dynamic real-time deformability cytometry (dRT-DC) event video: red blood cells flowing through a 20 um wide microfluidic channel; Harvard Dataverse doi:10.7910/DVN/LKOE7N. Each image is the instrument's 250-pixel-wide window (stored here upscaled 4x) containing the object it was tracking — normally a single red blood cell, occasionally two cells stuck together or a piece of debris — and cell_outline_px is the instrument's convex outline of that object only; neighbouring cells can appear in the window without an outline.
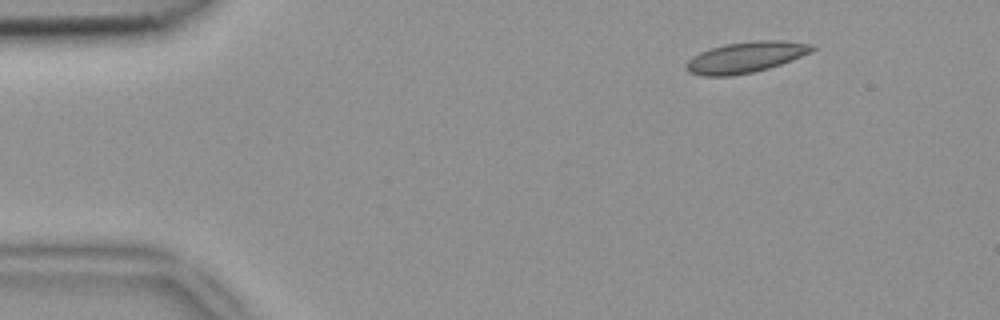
{"species": "common noctule bat (a hibernating species)", "species_latin": "Nyctalus noctula", "temperature_condition": "room temperature", "stored_images_in_passage": 4, "camera_frame_rate_fps": 3000, "um_per_image_px": 0.085, "animal": {"sex": "female", "body_mass_g": 18.4}, "frame": {"image": 1, "passage_image": 1, "time_ms": 0.0, "image_size_px": [1000, 320], "cell_outline_px": [[816, 48], [812, 52], [792, 60], [768, 68], [752, 72], [732, 76], [704, 76], [688, 72], [684, 68], [684, 64], [692, 56], [708, 48], [724, 44], [756, 40], [784, 40], [816, 44]], "centroid_in_image_um": [63.38, 4.85], "position_along_channel_um": 21.6, "area_um2": 23.06}}
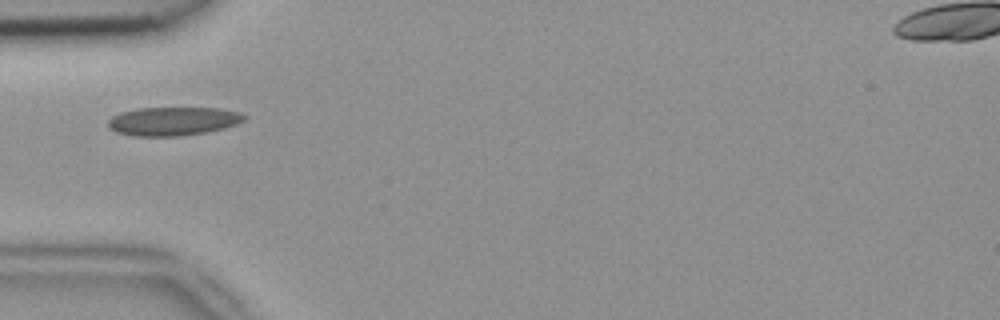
{"frame": {"image": 2, "passage_image": 4, "time_ms": 1.0, "image_size_px": [1000, 320], "cell_outline_px": [[248, 116], [244, 120], [236, 124], [224, 128], [204, 132], [180, 136], [132, 136], [116, 132], [108, 128], [108, 120], [112, 116], [120, 112], [136, 108], [220, 108], [240, 112]], "centroid_in_image_um": [14.69, 10.3], "position_along_channel_um": 70.3, "area_um2": 22.83}}